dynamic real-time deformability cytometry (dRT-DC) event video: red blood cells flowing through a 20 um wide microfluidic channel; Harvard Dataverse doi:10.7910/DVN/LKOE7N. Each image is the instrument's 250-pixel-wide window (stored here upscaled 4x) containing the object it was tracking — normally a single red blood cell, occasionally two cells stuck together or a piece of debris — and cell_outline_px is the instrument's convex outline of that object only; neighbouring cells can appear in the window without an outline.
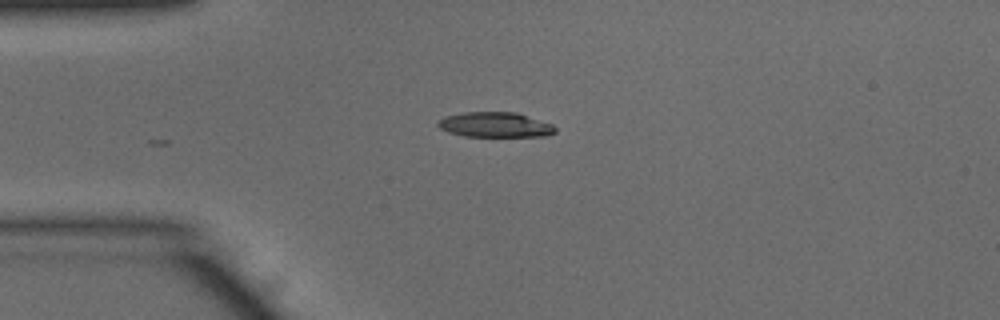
{"species": "common noctule bat (a hibernating species)", "species_latin": "Nyctalus noctula", "temperature_condition": "warm", "stored_images_in_passage": 13, "camera_frame_rate_fps": 3000, "um_per_image_px": 0.085, "animal": {"sex": "male", "body_mass_g": 15.6}, "frame": {"image": 1, "passage_image": 1, "time_ms": 0.0, "image_size_px": [1000, 320], "cell_outline_px": [[556, 132], [548, 136], [464, 136], [448, 132], [440, 128], [436, 124], [444, 116], [464, 112], [516, 112], [552, 124], [556, 128]], "centroid_in_image_um": [42.09, 10.6], "position_along_channel_um": 42.9, "area_um2": 17.11}}
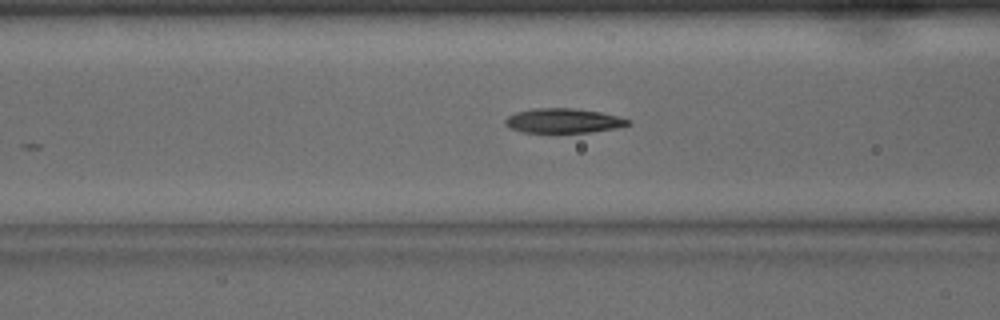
{"frame": {"image": 2, "passage_image": 8, "time_ms": 2.333, "image_size_px": [1000, 320], "cell_outline_px": [[632, 124], [616, 128], [592, 132], [520, 132], [508, 128], [504, 124], [504, 120], [508, 116], [516, 112], [532, 108], [572, 108], [600, 112], [632, 120]], "centroid_in_image_um": [47.86, 10.26], "position_along_channel_um": 118.7, "area_um2": 17.69}}